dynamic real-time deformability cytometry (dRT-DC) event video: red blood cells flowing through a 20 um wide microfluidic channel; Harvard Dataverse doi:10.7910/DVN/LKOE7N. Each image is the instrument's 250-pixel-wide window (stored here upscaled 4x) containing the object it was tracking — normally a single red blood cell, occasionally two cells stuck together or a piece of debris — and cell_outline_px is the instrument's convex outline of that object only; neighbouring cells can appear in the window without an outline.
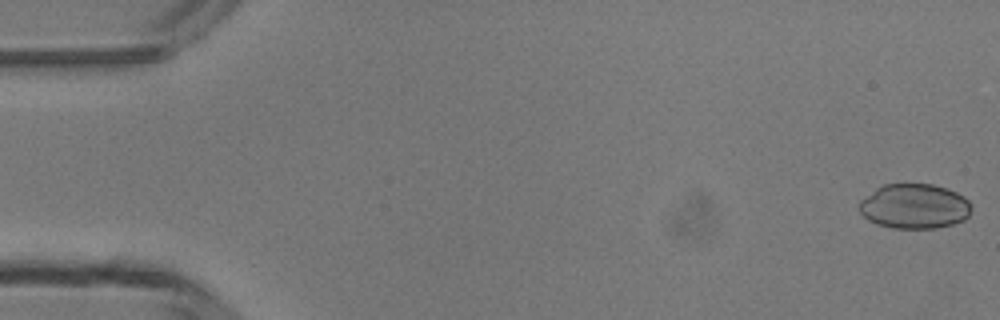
{"species": "common noctule bat (a hibernating species)", "species_latin": "Nyctalus noctula", "temperature_condition": "room temperature", "stored_images_in_passage": 6, "camera_frame_rate_fps": 3000, "um_per_image_px": 0.085, "animal": {"sex": "male", "body_mass_g": 13.3}, "frame": {"image": 1, "passage_image": 1, "time_ms": 0.0, "image_size_px": [1000, 320], "cell_outline_px": [[972, 208], [968, 216], [964, 220], [952, 224], [936, 228], [892, 228], [876, 224], [868, 220], [860, 212], [860, 200], [876, 188], [884, 184], [932, 184], [956, 192], [964, 196], [972, 204]], "centroid_in_image_um": [77.73, 17.54], "position_along_channel_um": 7.3, "area_um2": 29.36}}
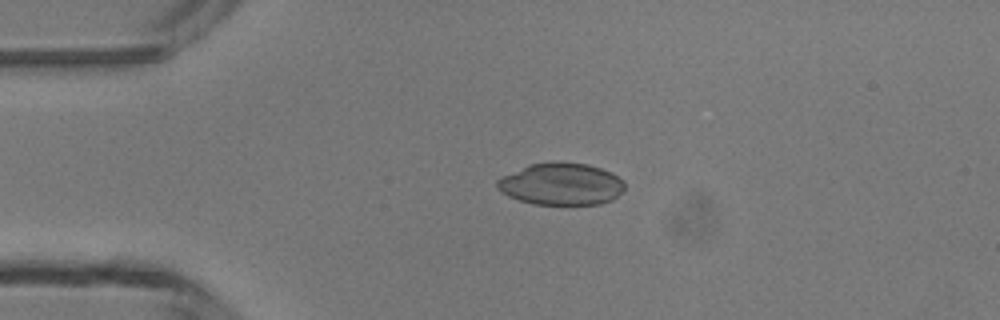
{"frame": {"image": 2, "passage_image": 4, "time_ms": 3.333, "image_size_px": [1000, 320], "cell_outline_px": [[624, 188], [612, 200], [600, 204], [532, 204], [508, 196], [500, 192], [496, 188], [496, 180], [500, 176], [528, 164], [556, 160], [588, 164], [612, 172], [624, 180]], "centroid_in_image_um": [47.66, 15.62], "position_along_channel_um": 37.3, "area_um2": 31.79}}
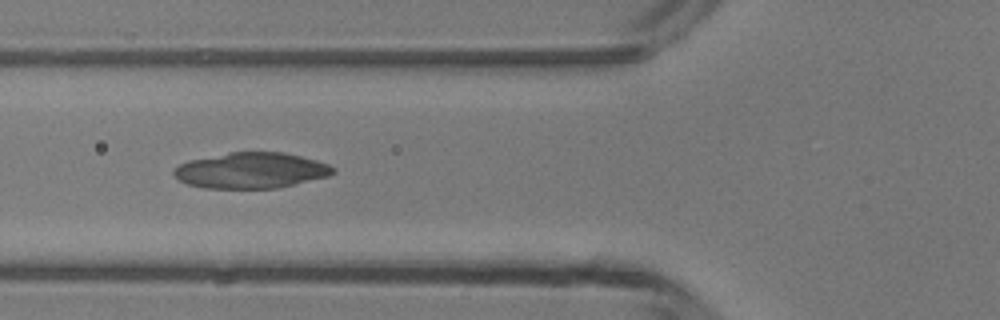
{"frame": {"image": 3, "passage_image": 6, "time_ms": 5.667, "image_size_px": [1000, 320], "cell_outline_px": [[336, 172], [328, 176], [276, 188], [204, 188], [188, 184], [180, 180], [172, 172], [180, 164], [192, 160], [232, 152], [284, 152], [316, 160], [328, 164], [336, 168]], "centroid_in_image_um": [21.38, 14.49], "position_along_channel_um": 104.4, "area_um2": 32.77}}